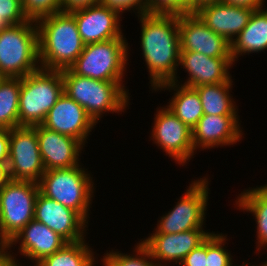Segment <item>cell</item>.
Masks as SVG:
<instances>
[{"instance_id":"17","label":"cell","mask_w":267,"mask_h":266,"mask_svg":"<svg viewBox=\"0 0 267 266\" xmlns=\"http://www.w3.org/2000/svg\"><path fill=\"white\" fill-rule=\"evenodd\" d=\"M33 128L36 130L45 171L79 165V156L84 146L77 139L50 130L43 125L33 126Z\"/></svg>"},{"instance_id":"1","label":"cell","mask_w":267,"mask_h":266,"mask_svg":"<svg viewBox=\"0 0 267 266\" xmlns=\"http://www.w3.org/2000/svg\"><path fill=\"white\" fill-rule=\"evenodd\" d=\"M141 26V49L149 72L152 90L167 82L180 83L179 15L144 14L138 16Z\"/></svg>"},{"instance_id":"43","label":"cell","mask_w":267,"mask_h":266,"mask_svg":"<svg viewBox=\"0 0 267 266\" xmlns=\"http://www.w3.org/2000/svg\"><path fill=\"white\" fill-rule=\"evenodd\" d=\"M6 253V245L0 241V255Z\"/></svg>"},{"instance_id":"13","label":"cell","mask_w":267,"mask_h":266,"mask_svg":"<svg viewBox=\"0 0 267 266\" xmlns=\"http://www.w3.org/2000/svg\"><path fill=\"white\" fill-rule=\"evenodd\" d=\"M211 233L208 230H189L176 234L153 233L140 242L149 250L158 266H166L170 262L179 265Z\"/></svg>"},{"instance_id":"19","label":"cell","mask_w":267,"mask_h":266,"mask_svg":"<svg viewBox=\"0 0 267 266\" xmlns=\"http://www.w3.org/2000/svg\"><path fill=\"white\" fill-rule=\"evenodd\" d=\"M181 68L187 71L188 78L180 85L194 88L201 85L233 82L231 69L232 58L209 57L195 51H180Z\"/></svg>"},{"instance_id":"8","label":"cell","mask_w":267,"mask_h":266,"mask_svg":"<svg viewBox=\"0 0 267 266\" xmlns=\"http://www.w3.org/2000/svg\"><path fill=\"white\" fill-rule=\"evenodd\" d=\"M38 183L10 180L0 190V241L7 245L34 219Z\"/></svg>"},{"instance_id":"15","label":"cell","mask_w":267,"mask_h":266,"mask_svg":"<svg viewBox=\"0 0 267 266\" xmlns=\"http://www.w3.org/2000/svg\"><path fill=\"white\" fill-rule=\"evenodd\" d=\"M44 127L77 139L83 146L95 127L85 109L63 93L49 110Z\"/></svg>"},{"instance_id":"21","label":"cell","mask_w":267,"mask_h":266,"mask_svg":"<svg viewBox=\"0 0 267 266\" xmlns=\"http://www.w3.org/2000/svg\"><path fill=\"white\" fill-rule=\"evenodd\" d=\"M253 11L219 2L203 6L195 13L208 28L223 36L231 44L246 27Z\"/></svg>"},{"instance_id":"20","label":"cell","mask_w":267,"mask_h":266,"mask_svg":"<svg viewBox=\"0 0 267 266\" xmlns=\"http://www.w3.org/2000/svg\"><path fill=\"white\" fill-rule=\"evenodd\" d=\"M19 242V243H18ZM20 255L36 265L45 257L60 250L67 242L49 227L33 219L6 245V251L15 244Z\"/></svg>"},{"instance_id":"12","label":"cell","mask_w":267,"mask_h":266,"mask_svg":"<svg viewBox=\"0 0 267 266\" xmlns=\"http://www.w3.org/2000/svg\"><path fill=\"white\" fill-rule=\"evenodd\" d=\"M181 51H195L209 57H231V44L208 28L196 13L179 15Z\"/></svg>"},{"instance_id":"36","label":"cell","mask_w":267,"mask_h":266,"mask_svg":"<svg viewBox=\"0 0 267 266\" xmlns=\"http://www.w3.org/2000/svg\"><path fill=\"white\" fill-rule=\"evenodd\" d=\"M10 129H0V163H8Z\"/></svg>"},{"instance_id":"27","label":"cell","mask_w":267,"mask_h":266,"mask_svg":"<svg viewBox=\"0 0 267 266\" xmlns=\"http://www.w3.org/2000/svg\"><path fill=\"white\" fill-rule=\"evenodd\" d=\"M21 78L0 77V129L18 127Z\"/></svg>"},{"instance_id":"9","label":"cell","mask_w":267,"mask_h":266,"mask_svg":"<svg viewBox=\"0 0 267 266\" xmlns=\"http://www.w3.org/2000/svg\"><path fill=\"white\" fill-rule=\"evenodd\" d=\"M208 177L200 178L189 185L173 209L157 222L154 233L176 234L189 230H205V216L209 201Z\"/></svg>"},{"instance_id":"6","label":"cell","mask_w":267,"mask_h":266,"mask_svg":"<svg viewBox=\"0 0 267 266\" xmlns=\"http://www.w3.org/2000/svg\"><path fill=\"white\" fill-rule=\"evenodd\" d=\"M82 165L47 170L38 182L39 192L76 211L87 223L95 184Z\"/></svg>"},{"instance_id":"41","label":"cell","mask_w":267,"mask_h":266,"mask_svg":"<svg viewBox=\"0 0 267 266\" xmlns=\"http://www.w3.org/2000/svg\"><path fill=\"white\" fill-rule=\"evenodd\" d=\"M6 252H7V255L10 257V259L12 261L8 266H22V264L20 265L18 263V260H16L15 256L10 254L12 251H6Z\"/></svg>"},{"instance_id":"10","label":"cell","mask_w":267,"mask_h":266,"mask_svg":"<svg viewBox=\"0 0 267 266\" xmlns=\"http://www.w3.org/2000/svg\"><path fill=\"white\" fill-rule=\"evenodd\" d=\"M8 170L12 180L38 183L45 167L33 127H17L10 130Z\"/></svg>"},{"instance_id":"16","label":"cell","mask_w":267,"mask_h":266,"mask_svg":"<svg viewBox=\"0 0 267 266\" xmlns=\"http://www.w3.org/2000/svg\"><path fill=\"white\" fill-rule=\"evenodd\" d=\"M84 44L126 39L120 26L121 17L101 3L71 12Z\"/></svg>"},{"instance_id":"2","label":"cell","mask_w":267,"mask_h":266,"mask_svg":"<svg viewBox=\"0 0 267 266\" xmlns=\"http://www.w3.org/2000/svg\"><path fill=\"white\" fill-rule=\"evenodd\" d=\"M40 68L64 70L77 60L84 48L76 20L59 12L36 21Z\"/></svg>"},{"instance_id":"26","label":"cell","mask_w":267,"mask_h":266,"mask_svg":"<svg viewBox=\"0 0 267 266\" xmlns=\"http://www.w3.org/2000/svg\"><path fill=\"white\" fill-rule=\"evenodd\" d=\"M94 251L83 239L65 244L60 250L42 259L34 266H94Z\"/></svg>"},{"instance_id":"33","label":"cell","mask_w":267,"mask_h":266,"mask_svg":"<svg viewBox=\"0 0 267 266\" xmlns=\"http://www.w3.org/2000/svg\"><path fill=\"white\" fill-rule=\"evenodd\" d=\"M102 5L116 12L120 17L125 11L137 10V16L148 14V0H101Z\"/></svg>"},{"instance_id":"22","label":"cell","mask_w":267,"mask_h":266,"mask_svg":"<svg viewBox=\"0 0 267 266\" xmlns=\"http://www.w3.org/2000/svg\"><path fill=\"white\" fill-rule=\"evenodd\" d=\"M254 10L246 27L231 43L233 63L240 55L267 50V9Z\"/></svg>"},{"instance_id":"38","label":"cell","mask_w":267,"mask_h":266,"mask_svg":"<svg viewBox=\"0 0 267 266\" xmlns=\"http://www.w3.org/2000/svg\"><path fill=\"white\" fill-rule=\"evenodd\" d=\"M8 164L0 163V190L10 181Z\"/></svg>"},{"instance_id":"11","label":"cell","mask_w":267,"mask_h":266,"mask_svg":"<svg viewBox=\"0 0 267 266\" xmlns=\"http://www.w3.org/2000/svg\"><path fill=\"white\" fill-rule=\"evenodd\" d=\"M151 140L179 165H186L194 155L192 130L166 106L156 110Z\"/></svg>"},{"instance_id":"14","label":"cell","mask_w":267,"mask_h":266,"mask_svg":"<svg viewBox=\"0 0 267 266\" xmlns=\"http://www.w3.org/2000/svg\"><path fill=\"white\" fill-rule=\"evenodd\" d=\"M34 219L56 232L67 243L85 239L88 223L76 211L45 197L40 192L35 203Z\"/></svg>"},{"instance_id":"7","label":"cell","mask_w":267,"mask_h":266,"mask_svg":"<svg viewBox=\"0 0 267 266\" xmlns=\"http://www.w3.org/2000/svg\"><path fill=\"white\" fill-rule=\"evenodd\" d=\"M130 49L126 39H111L85 44L77 60L69 67L76 75L108 82H124Z\"/></svg>"},{"instance_id":"42","label":"cell","mask_w":267,"mask_h":266,"mask_svg":"<svg viewBox=\"0 0 267 266\" xmlns=\"http://www.w3.org/2000/svg\"><path fill=\"white\" fill-rule=\"evenodd\" d=\"M9 26L11 25L2 16H0V32Z\"/></svg>"},{"instance_id":"5","label":"cell","mask_w":267,"mask_h":266,"mask_svg":"<svg viewBox=\"0 0 267 266\" xmlns=\"http://www.w3.org/2000/svg\"><path fill=\"white\" fill-rule=\"evenodd\" d=\"M40 68L36 21L0 32V77L23 78Z\"/></svg>"},{"instance_id":"25","label":"cell","mask_w":267,"mask_h":266,"mask_svg":"<svg viewBox=\"0 0 267 266\" xmlns=\"http://www.w3.org/2000/svg\"><path fill=\"white\" fill-rule=\"evenodd\" d=\"M233 82L196 86L203 108L207 115H238L237 105L229 92Z\"/></svg>"},{"instance_id":"40","label":"cell","mask_w":267,"mask_h":266,"mask_svg":"<svg viewBox=\"0 0 267 266\" xmlns=\"http://www.w3.org/2000/svg\"><path fill=\"white\" fill-rule=\"evenodd\" d=\"M10 257L7 255V252L0 255V266H8L11 263Z\"/></svg>"},{"instance_id":"30","label":"cell","mask_w":267,"mask_h":266,"mask_svg":"<svg viewBox=\"0 0 267 266\" xmlns=\"http://www.w3.org/2000/svg\"><path fill=\"white\" fill-rule=\"evenodd\" d=\"M194 13V0H148V14Z\"/></svg>"},{"instance_id":"44","label":"cell","mask_w":267,"mask_h":266,"mask_svg":"<svg viewBox=\"0 0 267 266\" xmlns=\"http://www.w3.org/2000/svg\"><path fill=\"white\" fill-rule=\"evenodd\" d=\"M256 266V265H251V264H249V263H242V265H239V266ZM234 266H236L235 264H234ZM259 266H265V264L264 263H261Z\"/></svg>"},{"instance_id":"24","label":"cell","mask_w":267,"mask_h":266,"mask_svg":"<svg viewBox=\"0 0 267 266\" xmlns=\"http://www.w3.org/2000/svg\"><path fill=\"white\" fill-rule=\"evenodd\" d=\"M241 192L235 204L243 212L253 214L256 222V251L267 247V184ZM258 244V245H257Z\"/></svg>"},{"instance_id":"34","label":"cell","mask_w":267,"mask_h":266,"mask_svg":"<svg viewBox=\"0 0 267 266\" xmlns=\"http://www.w3.org/2000/svg\"><path fill=\"white\" fill-rule=\"evenodd\" d=\"M207 238L189 254H187L178 266H206Z\"/></svg>"},{"instance_id":"28","label":"cell","mask_w":267,"mask_h":266,"mask_svg":"<svg viewBox=\"0 0 267 266\" xmlns=\"http://www.w3.org/2000/svg\"><path fill=\"white\" fill-rule=\"evenodd\" d=\"M135 255L109 251L101 258L104 266H158L151 257L149 250L141 243H136Z\"/></svg>"},{"instance_id":"37","label":"cell","mask_w":267,"mask_h":266,"mask_svg":"<svg viewBox=\"0 0 267 266\" xmlns=\"http://www.w3.org/2000/svg\"><path fill=\"white\" fill-rule=\"evenodd\" d=\"M221 2L228 5L258 10L263 8L265 0H222Z\"/></svg>"},{"instance_id":"31","label":"cell","mask_w":267,"mask_h":266,"mask_svg":"<svg viewBox=\"0 0 267 266\" xmlns=\"http://www.w3.org/2000/svg\"><path fill=\"white\" fill-rule=\"evenodd\" d=\"M22 7L28 20L37 21L61 12V0H22Z\"/></svg>"},{"instance_id":"39","label":"cell","mask_w":267,"mask_h":266,"mask_svg":"<svg viewBox=\"0 0 267 266\" xmlns=\"http://www.w3.org/2000/svg\"><path fill=\"white\" fill-rule=\"evenodd\" d=\"M221 1L222 0H194V13L203 6L213 4V3H219Z\"/></svg>"},{"instance_id":"29","label":"cell","mask_w":267,"mask_h":266,"mask_svg":"<svg viewBox=\"0 0 267 266\" xmlns=\"http://www.w3.org/2000/svg\"><path fill=\"white\" fill-rule=\"evenodd\" d=\"M227 235L212 233L207 237L206 266H234L233 256L226 248Z\"/></svg>"},{"instance_id":"18","label":"cell","mask_w":267,"mask_h":266,"mask_svg":"<svg viewBox=\"0 0 267 266\" xmlns=\"http://www.w3.org/2000/svg\"><path fill=\"white\" fill-rule=\"evenodd\" d=\"M238 115L204 114L192 129V141L197 149L230 146L242 140V129Z\"/></svg>"},{"instance_id":"35","label":"cell","mask_w":267,"mask_h":266,"mask_svg":"<svg viewBox=\"0 0 267 266\" xmlns=\"http://www.w3.org/2000/svg\"><path fill=\"white\" fill-rule=\"evenodd\" d=\"M101 0H61V12L71 13L92 5L99 4Z\"/></svg>"},{"instance_id":"3","label":"cell","mask_w":267,"mask_h":266,"mask_svg":"<svg viewBox=\"0 0 267 266\" xmlns=\"http://www.w3.org/2000/svg\"><path fill=\"white\" fill-rule=\"evenodd\" d=\"M63 92L81 105L95 124L105 112L122 113L129 104V90L123 82H108L61 70ZM127 90V91H126Z\"/></svg>"},{"instance_id":"4","label":"cell","mask_w":267,"mask_h":266,"mask_svg":"<svg viewBox=\"0 0 267 266\" xmlns=\"http://www.w3.org/2000/svg\"><path fill=\"white\" fill-rule=\"evenodd\" d=\"M62 72L39 68L21 78L18 127L42 125L63 94Z\"/></svg>"},{"instance_id":"23","label":"cell","mask_w":267,"mask_h":266,"mask_svg":"<svg viewBox=\"0 0 267 266\" xmlns=\"http://www.w3.org/2000/svg\"><path fill=\"white\" fill-rule=\"evenodd\" d=\"M174 90V95L166 107L191 130L196 126L199 119L204 115L202 103L194 88L180 85L176 82H167L158 86L154 91Z\"/></svg>"},{"instance_id":"32","label":"cell","mask_w":267,"mask_h":266,"mask_svg":"<svg viewBox=\"0 0 267 266\" xmlns=\"http://www.w3.org/2000/svg\"><path fill=\"white\" fill-rule=\"evenodd\" d=\"M0 16L10 25H19L28 21L23 11L22 0H0Z\"/></svg>"}]
</instances>
